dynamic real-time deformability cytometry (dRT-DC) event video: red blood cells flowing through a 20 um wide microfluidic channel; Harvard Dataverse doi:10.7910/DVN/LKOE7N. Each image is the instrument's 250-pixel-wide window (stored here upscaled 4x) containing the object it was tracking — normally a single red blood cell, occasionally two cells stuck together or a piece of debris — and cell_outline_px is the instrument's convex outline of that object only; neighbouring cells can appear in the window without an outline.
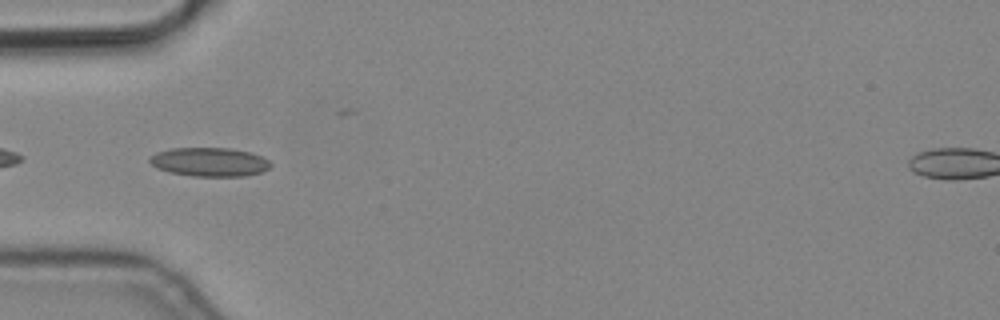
{"species": "common noctule bat (a hibernating species)", "species_latin": "Nyctalus noctula", "temperature_condition": "cold", "stored_images_in_passage": 3, "camera_frame_rate_fps": 3000, "um_per_image_px": 0.085, "animal": {"sex": "male", "body_mass_g": 19.2, "forearm_length_mm": 51.8}, "frame": {"image": 1, "passage_image": 1, "time_ms": 0.0, "image_size_px": [1000, 320], "cell_outline_px": [[272, 164], [268, 168], [260, 172], [244, 176], [192, 176], [168, 172], [156, 168], [148, 160], [148, 156], [156, 152], [172, 148], [232, 148], [248, 152], [260, 156], [268, 160]], "centroid_in_image_um": [17.75, 13.76], "position_along_channel_um": 67.2, "area_um2": 20.35}}
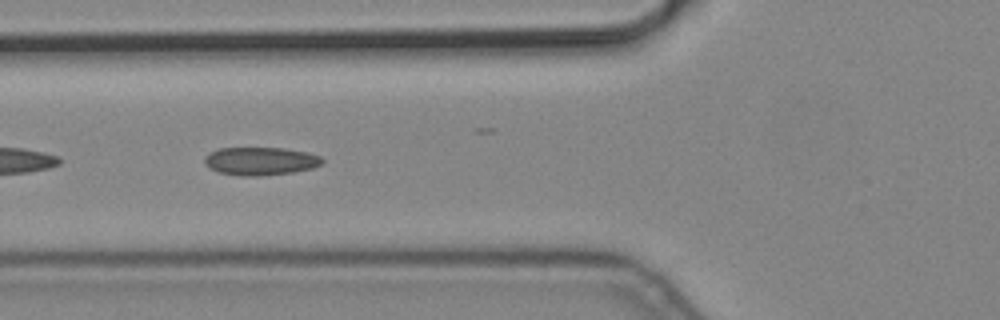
{"frame": {"image": 2, "passage_image": 2, "time_ms": 0.333, "image_size_px": [1000, 320], "cell_outline_px": [[324, 160], [320, 164], [312, 168], [292, 172], [260, 176], [240, 176], [220, 172], [208, 168], [204, 164], [204, 156], [208, 152], [220, 148], [284, 148], [308, 152], [320, 156]], "centroid_in_image_um": [22.1, 13.69], "position_along_channel_um": 103.7, "area_um2": 19.36}}
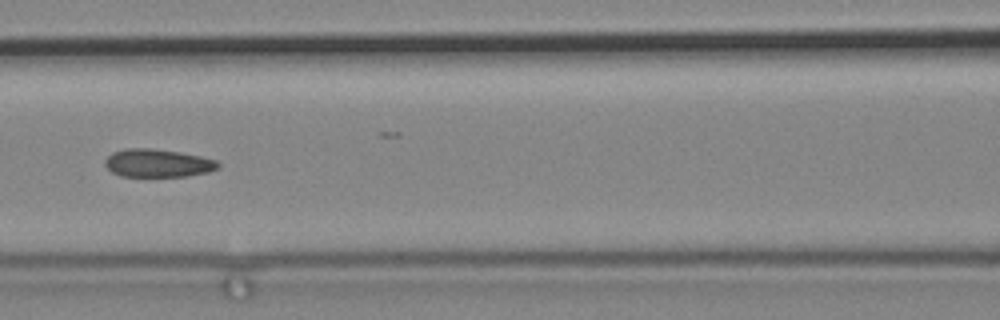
{"frame": {"image": 3, "passage_image": 3, "time_ms": 0.667, "image_size_px": [1000, 320], "cell_outline_px": [[220, 164], [216, 168], [208, 172], [188, 176], [120, 176], [112, 172], [104, 164], [104, 160], [112, 152], [124, 148], [152, 148], [180, 152], [200, 156], [216, 160]], "centroid_in_image_um": [13.37, 13.85], "position_along_channel_um": 153.2, "area_um2": 18.5}}